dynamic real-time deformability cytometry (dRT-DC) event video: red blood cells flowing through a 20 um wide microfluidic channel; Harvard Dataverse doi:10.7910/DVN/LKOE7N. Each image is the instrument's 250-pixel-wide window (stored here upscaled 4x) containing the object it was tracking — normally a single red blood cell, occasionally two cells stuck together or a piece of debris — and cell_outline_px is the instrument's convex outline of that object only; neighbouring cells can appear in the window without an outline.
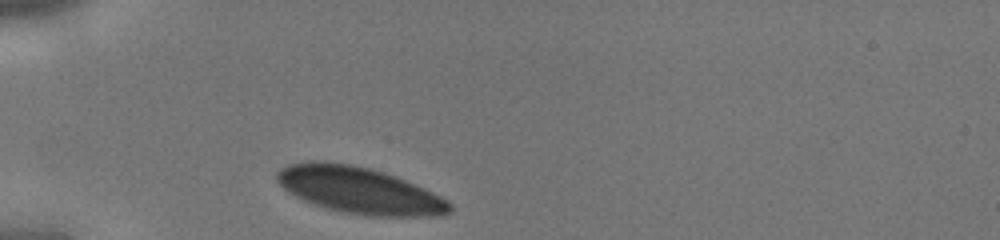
{"species": "human", "species_latin": "Homo sapiens", "temperature_condition": "cold", "stored_images_in_passage": 25, "camera_frame_rate_fps": 3000, "um_per_image_px": 0.085, "donor": {"sex": "male"}, "frame": {"image": 1, "passage_image": 1, "time_ms": 0.0, "image_size_px": [1000, 240], "cell_outline_px": [[452, 212], [444, 216], [368, 216], [340, 212], [312, 204], [288, 192], [276, 180], [276, 172], [280, 168], [288, 164], [308, 160], [324, 160], [352, 164], [368, 168], [396, 176], [424, 188], [448, 200], [452, 204]], "centroid_in_image_um": [30.53, 16.17], "position_along_channel_um": 54.5, "area_um2": 47.34}}
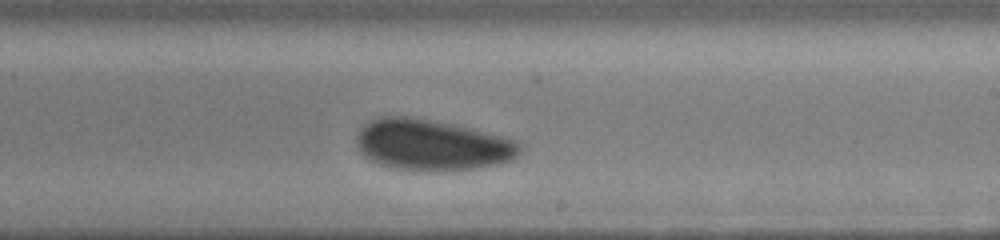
{"frame": {"image": 2, "passage_image": 15, "time_ms": 4.667, "image_size_px": [1000, 240], "cell_outline_px": [[524, 148], [512, 160], [496, 164], [476, 168], [440, 172], [436, 172], [396, 168], [380, 164], [368, 160], [364, 156], [356, 140], [356, 136], [360, 128], [368, 120], [376, 116], [404, 116], [452, 124], [472, 128], [504, 136], [516, 140]], "centroid_in_image_um": [36.72, 12.32], "position_along_channel_um": 252.3, "area_um2": 48.84}}
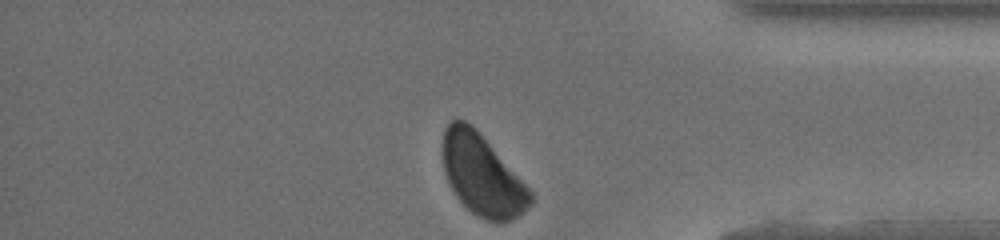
{"frame": {"image": 3, "passage_image": 25, "time_ms": 8.0, "image_size_px": [1000, 240], "cell_outline_px": [[532, 204], [516, 216], [500, 224], [488, 220], [472, 212], [456, 196], [444, 172], [440, 148], [440, 144], [444, 128], [452, 120], [464, 120], [472, 124], [476, 128], [532, 192]], "centroid_in_image_um": [40.93, 14.84], "position_along_channel_um": 394.3, "area_um2": 41.15}}